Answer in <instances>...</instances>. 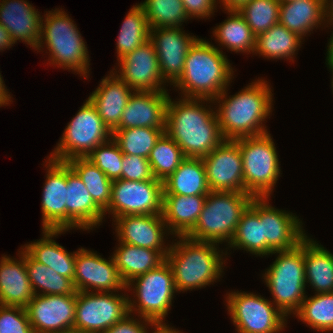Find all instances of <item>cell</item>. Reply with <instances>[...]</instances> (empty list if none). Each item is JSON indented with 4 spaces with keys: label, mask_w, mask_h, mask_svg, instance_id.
Wrapping results in <instances>:
<instances>
[{
    "label": "cell",
    "mask_w": 333,
    "mask_h": 333,
    "mask_svg": "<svg viewBox=\"0 0 333 333\" xmlns=\"http://www.w3.org/2000/svg\"><path fill=\"white\" fill-rule=\"evenodd\" d=\"M276 259L265 269L263 281L272 295V303L284 314L294 315L306 297L304 239L292 250L275 251Z\"/></svg>",
    "instance_id": "52a82bcc"
},
{
    "label": "cell",
    "mask_w": 333,
    "mask_h": 333,
    "mask_svg": "<svg viewBox=\"0 0 333 333\" xmlns=\"http://www.w3.org/2000/svg\"><path fill=\"white\" fill-rule=\"evenodd\" d=\"M77 292L68 295H35L25 310L34 333L74 329Z\"/></svg>",
    "instance_id": "2e32d148"
},
{
    "label": "cell",
    "mask_w": 333,
    "mask_h": 333,
    "mask_svg": "<svg viewBox=\"0 0 333 333\" xmlns=\"http://www.w3.org/2000/svg\"><path fill=\"white\" fill-rule=\"evenodd\" d=\"M109 260L83 247L76 251L73 285L77 292L127 291L112 256Z\"/></svg>",
    "instance_id": "5bb4252c"
},
{
    "label": "cell",
    "mask_w": 333,
    "mask_h": 333,
    "mask_svg": "<svg viewBox=\"0 0 333 333\" xmlns=\"http://www.w3.org/2000/svg\"><path fill=\"white\" fill-rule=\"evenodd\" d=\"M304 264L306 286L310 284L314 294L333 293V254L308 236L304 238Z\"/></svg>",
    "instance_id": "4dcf8cb0"
},
{
    "label": "cell",
    "mask_w": 333,
    "mask_h": 333,
    "mask_svg": "<svg viewBox=\"0 0 333 333\" xmlns=\"http://www.w3.org/2000/svg\"><path fill=\"white\" fill-rule=\"evenodd\" d=\"M116 64L119 70L116 67L112 70L134 91H168L161 76L155 47L150 40Z\"/></svg>",
    "instance_id": "e0dca14e"
},
{
    "label": "cell",
    "mask_w": 333,
    "mask_h": 333,
    "mask_svg": "<svg viewBox=\"0 0 333 333\" xmlns=\"http://www.w3.org/2000/svg\"><path fill=\"white\" fill-rule=\"evenodd\" d=\"M229 16L222 23L213 28V37L222 48L235 53L254 55L256 35L252 32L243 16L237 9L225 10Z\"/></svg>",
    "instance_id": "836d02e7"
},
{
    "label": "cell",
    "mask_w": 333,
    "mask_h": 333,
    "mask_svg": "<svg viewBox=\"0 0 333 333\" xmlns=\"http://www.w3.org/2000/svg\"><path fill=\"white\" fill-rule=\"evenodd\" d=\"M185 158L181 148L164 133L151 150L148 161L154 178L163 181L179 167Z\"/></svg>",
    "instance_id": "b9f144b4"
},
{
    "label": "cell",
    "mask_w": 333,
    "mask_h": 333,
    "mask_svg": "<svg viewBox=\"0 0 333 333\" xmlns=\"http://www.w3.org/2000/svg\"><path fill=\"white\" fill-rule=\"evenodd\" d=\"M279 0H249L237 11L257 36L279 23Z\"/></svg>",
    "instance_id": "7bdbcfd3"
},
{
    "label": "cell",
    "mask_w": 333,
    "mask_h": 333,
    "mask_svg": "<svg viewBox=\"0 0 333 333\" xmlns=\"http://www.w3.org/2000/svg\"><path fill=\"white\" fill-rule=\"evenodd\" d=\"M173 240L166 261L172 269L177 293L205 288L220 281L225 274L228 250H219L217 243L195 241L186 236Z\"/></svg>",
    "instance_id": "277c9868"
},
{
    "label": "cell",
    "mask_w": 333,
    "mask_h": 333,
    "mask_svg": "<svg viewBox=\"0 0 333 333\" xmlns=\"http://www.w3.org/2000/svg\"><path fill=\"white\" fill-rule=\"evenodd\" d=\"M165 130L149 127L114 129L112 138L123 154L147 158Z\"/></svg>",
    "instance_id": "ab89813d"
},
{
    "label": "cell",
    "mask_w": 333,
    "mask_h": 333,
    "mask_svg": "<svg viewBox=\"0 0 333 333\" xmlns=\"http://www.w3.org/2000/svg\"><path fill=\"white\" fill-rule=\"evenodd\" d=\"M112 221L118 242L156 251L170 250L171 244L165 242L168 239L167 235L171 233L162 214L124 215Z\"/></svg>",
    "instance_id": "ffe728a7"
},
{
    "label": "cell",
    "mask_w": 333,
    "mask_h": 333,
    "mask_svg": "<svg viewBox=\"0 0 333 333\" xmlns=\"http://www.w3.org/2000/svg\"><path fill=\"white\" fill-rule=\"evenodd\" d=\"M121 178L129 181H144L154 178L147 158L123 154Z\"/></svg>",
    "instance_id": "bcb514c9"
},
{
    "label": "cell",
    "mask_w": 333,
    "mask_h": 333,
    "mask_svg": "<svg viewBox=\"0 0 333 333\" xmlns=\"http://www.w3.org/2000/svg\"><path fill=\"white\" fill-rule=\"evenodd\" d=\"M66 230L91 231L100 226L104 211L94 202L83 181L67 164Z\"/></svg>",
    "instance_id": "603a6c76"
},
{
    "label": "cell",
    "mask_w": 333,
    "mask_h": 333,
    "mask_svg": "<svg viewBox=\"0 0 333 333\" xmlns=\"http://www.w3.org/2000/svg\"><path fill=\"white\" fill-rule=\"evenodd\" d=\"M87 158L104 172L111 181L121 178L123 153L112 137L99 144Z\"/></svg>",
    "instance_id": "ee69618b"
},
{
    "label": "cell",
    "mask_w": 333,
    "mask_h": 333,
    "mask_svg": "<svg viewBox=\"0 0 333 333\" xmlns=\"http://www.w3.org/2000/svg\"><path fill=\"white\" fill-rule=\"evenodd\" d=\"M147 17L150 30L182 27L189 20L182 0H144L139 3Z\"/></svg>",
    "instance_id": "60d3db41"
},
{
    "label": "cell",
    "mask_w": 333,
    "mask_h": 333,
    "mask_svg": "<svg viewBox=\"0 0 333 333\" xmlns=\"http://www.w3.org/2000/svg\"><path fill=\"white\" fill-rule=\"evenodd\" d=\"M225 296L228 315L238 333H280L285 329L288 320L270 299L235 290Z\"/></svg>",
    "instance_id": "8fae6325"
},
{
    "label": "cell",
    "mask_w": 333,
    "mask_h": 333,
    "mask_svg": "<svg viewBox=\"0 0 333 333\" xmlns=\"http://www.w3.org/2000/svg\"><path fill=\"white\" fill-rule=\"evenodd\" d=\"M56 333H84V332H81V331L76 330V329H69V330H65V331H59V332H56Z\"/></svg>",
    "instance_id": "9f6ffc18"
},
{
    "label": "cell",
    "mask_w": 333,
    "mask_h": 333,
    "mask_svg": "<svg viewBox=\"0 0 333 333\" xmlns=\"http://www.w3.org/2000/svg\"><path fill=\"white\" fill-rule=\"evenodd\" d=\"M10 33L0 24V52L14 46Z\"/></svg>",
    "instance_id": "681fc988"
},
{
    "label": "cell",
    "mask_w": 333,
    "mask_h": 333,
    "mask_svg": "<svg viewBox=\"0 0 333 333\" xmlns=\"http://www.w3.org/2000/svg\"><path fill=\"white\" fill-rule=\"evenodd\" d=\"M332 29H333V25H331ZM327 52H326V65L327 67H333V31L330 35V39L328 41V45H327Z\"/></svg>",
    "instance_id": "11a10c76"
},
{
    "label": "cell",
    "mask_w": 333,
    "mask_h": 333,
    "mask_svg": "<svg viewBox=\"0 0 333 333\" xmlns=\"http://www.w3.org/2000/svg\"><path fill=\"white\" fill-rule=\"evenodd\" d=\"M67 230H42V238L22 248L37 262L49 266L57 274L73 281L76 251L68 252L54 238ZM53 238V239H52Z\"/></svg>",
    "instance_id": "4316f807"
},
{
    "label": "cell",
    "mask_w": 333,
    "mask_h": 333,
    "mask_svg": "<svg viewBox=\"0 0 333 333\" xmlns=\"http://www.w3.org/2000/svg\"><path fill=\"white\" fill-rule=\"evenodd\" d=\"M210 192L201 158L186 157L179 167L163 180V195H207Z\"/></svg>",
    "instance_id": "d6a6232c"
},
{
    "label": "cell",
    "mask_w": 333,
    "mask_h": 333,
    "mask_svg": "<svg viewBox=\"0 0 333 333\" xmlns=\"http://www.w3.org/2000/svg\"><path fill=\"white\" fill-rule=\"evenodd\" d=\"M254 197L242 192L210 191L189 239L217 244L230 243L244 211Z\"/></svg>",
    "instance_id": "8992f818"
},
{
    "label": "cell",
    "mask_w": 333,
    "mask_h": 333,
    "mask_svg": "<svg viewBox=\"0 0 333 333\" xmlns=\"http://www.w3.org/2000/svg\"><path fill=\"white\" fill-rule=\"evenodd\" d=\"M182 3L190 20L211 18L218 5L216 0H182Z\"/></svg>",
    "instance_id": "c3c4849f"
},
{
    "label": "cell",
    "mask_w": 333,
    "mask_h": 333,
    "mask_svg": "<svg viewBox=\"0 0 333 333\" xmlns=\"http://www.w3.org/2000/svg\"><path fill=\"white\" fill-rule=\"evenodd\" d=\"M129 313L154 323L165 322L177 292L173 272L165 261L159 267L139 275L126 284ZM135 298V299H134ZM138 314V315H136Z\"/></svg>",
    "instance_id": "9c48e42d"
},
{
    "label": "cell",
    "mask_w": 333,
    "mask_h": 333,
    "mask_svg": "<svg viewBox=\"0 0 333 333\" xmlns=\"http://www.w3.org/2000/svg\"><path fill=\"white\" fill-rule=\"evenodd\" d=\"M253 81L234 95L228 96L226 88L213 100L224 140L270 132L264 123L273 111L272 86L264 78Z\"/></svg>",
    "instance_id": "7a4b0ae2"
},
{
    "label": "cell",
    "mask_w": 333,
    "mask_h": 333,
    "mask_svg": "<svg viewBox=\"0 0 333 333\" xmlns=\"http://www.w3.org/2000/svg\"><path fill=\"white\" fill-rule=\"evenodd\" d=\"M217 4H220L224 10L238 9L242 4L248 2L249 0H216Z\"/></svg>",
    "instance_id": "f5cc1de1"
},
{
    "label": "cell",
    "mask_w": 333,
    "mask_h": 333,
    "mask_svg": "<svg viewBox=\"0 0 333 333\" xmlns=\"http://www.w3.org/2000/svg\"><path fill=\"white\" fill-rule=\"evenodd\" d=\"M20 248L19 258L4 254L0 258V305L25 308L35 296L27 275L25 250Z\"/></svg>",
    "instance_id": "d4e9b609"
},
{
    "label": "cell",
    "mask_w": 333,
    "mask_h": 333,
    "mask_svg": "<svg viewBox=\"0 0 333 333\" xmlns=\"http://www.w3.org/2000/svg\"><path fill=\"white\" fill-rule=\"evenodd\" d=\"M68 14L61 8L44 13L41 22L39 43L35 51L49 52L48 62L53 67L72 70L88 79L90 76V58L87 45L80 31ZM45 45V46H44Z\"/></svg>",
    "instance_id": "5b68a950"
},
{
    "label": "cell",
    "mask_w": 333,
    "mask_h": 333,
    "mask_svg": "<svg viewBox=\"0 0 333 333\" xmlns=\"http://www.w3.org/2000/svg\"><path fill=\"white\" fill-rule=\"evenodd\" d=\"M108 75L101 79L99 86L88 98L112 132L119 125L123 110L134 90L113 70Z\"/></svg>",
    "instance_id": "484cf974"
},
{
    "label": "cell",
    "mask_w": 333,
    "mask_h": 333,
    "mask_svg": "<svg viewBox=\"0 0 333 333\" xmlns=\"http://www.w3.org/2000/svg\"><path fill=\"white\" fill-rule=\"evenodd\" d=\"M44 164L47 171L41 200L42 230H66L67 163L47 158Z\"/></svg>",
    "instance_id": "44dd1931"
},
{
    "label": "cell",
    "mask_w": 333,
    "mask_h": 333,
    "mask_svg": "<svg viewBox=\"0 0 333 333\" xmlns=\"http://www.w3.org/2000/svg\"><path fill=\"white\" fill-rule=\"evenodd\" d=\"M326 24L333 25V0H324Z\"/></svg>",
    "instance_id": "db71d44e"
},
{
    "label": "cell",
    "mask_w": 333,
    "mask_h": 333,
    "mask_svg": "<svg viewBox=\"0 0 333 333\" xmlns=\"http://www.w3.org/2000/svg\"><path fill=\"white\" fill-rule=\"evenodd\" d=\"M206 195H163L162 216L173 237L186 236L195 226Z\"/></svg>",
    "instance_id": "83f0119b"
},
{
    "label": "cell",
    "mask_w": 333,
    "mask_h": 333,
    "mask_svg": "<svg viewBox=\"0 0 333 333\" xmlns=\"http://www.w3.org/2000/svg\"><path fill=\"white\" fill-rule=\"evenodd\" d=\"M66 163L83 181L94 202L105 211L111 201L113 181L87 157L72 158Z\"/></svg>",
    "instance_id": "74e56055"
},
{
    "label": "cell",
    "mask_w": 333,
    "mask_h": 333,
    "mask_svg": "<svg viewBox=\"0 0 333 333\" xmlns=\"http://www.w3.org/2000/svg\"><path fill=\"white\" fill-rule=\"evenodd\" d=\"M150 38V28L143 7L138 3L127 13L117 36V61L131 53Z\"/></svg>",
    "instance_id": "8d00e7d4"
},
{
    "label": "cell",
    "mask_w": 333,
    "mask_h": 333,
    "mask_svg": "<svg viewBox=\"0 0 333 333\" xmlns=\"http://www.w3.org/2000/svg\"><path fill=\"white\" fill-rule=\"evenodd\" d=\"M122 292H77L74 329L104 333L129 315V294Z\"/></svg>",
    "instance_id": "7c38bea8"
},
{
    "label": "cell",
    "mask_w": 333,
    "mask_h": 333,
    "mask_svg": "<svg viewBox=\"0 0 333 333\" xmlns=\"http://www.w3.org/2000/svg\"><path fill=\"white\" fill-rule=\"evenodd\" d=\"M302 40L297 34L278 23L256 36L254 54L265 59H287L294 63V57L304 42Z\"/></svg>",
    "instance_id": "e575fe53"
},
{
    "label": "cell",
    "mask_w": 333,
    "mask_h": 333,
    "mask_svg": "<svg viewBox=\"0 0 333 333\" xmlns=\"http://www.w3.org/2000/svg\"><path fill=\"white\" fill-rule=\"evenodd\" d=\"M279 24L304 40L306 34L326 25L324 0L280 3Z\"/></svg>",
    "instance_id": "f1b7e54d"
},
{
    "label": "cell",
    "mask_w": 333,
    "mask_h": 333,
    "mask_svg": "<svg viewBox=\"0 0 333 333\" xmlns=\"http://www.w3.org/2000/svg\"><path fill=\"white\" fill-rule=\"evenodd\" d=\"M118 246V247H117ZM111 255L120 276L127 284L135 277L159 267L169 251H156L119 242Z\"/></svg>",
    "instance_id": "f546056e"
},
{
    "label": "cell",
    "mask_w": 333,
    "mask_h": 333,
    "mask_svg": "<svg viewBox=\"0 0 333 333\" xmlns=\"http://www.w3.org/2000/svg\"><path fill=\"white\" fill-rule=\"evenodd\" d=\"M167 91H134L115 129L149 127L165 130Z\"/></svg>",
    "instance_id": "7402d4cb"
},
{
    "label": "cell",
    "mask_w": 333,
    "mask_h": 333,
    "mask_svg": "<svg viewBox=\"0 0 333 333\" xmlns=\"http://www.w3.org/2000/svg\"><path fill=\"white\" fill-rule=\"evenodd\" d=\"M329 68V70H330V72H331V74H332V76H331V88H332V91H333V67H328ZM333 93V92H332Z\"/></svg>",
    "instance_id": "6f0895ef"
},
{
    "label": "cell",
    "mask_w": 333,
    "mask_h": 333,
    "mask_svg": "<svg viewBox=\"0 0 333 333\" xmlns=\"http://www.w3.org/2000/svg\"><path fill=\"white\" fill-rule=\"evenodd\" d=\"M294 316L315 331L333 332V293L306 295Z\"/></svg>",
    "instance_id": "f35d334b"
},
{
    "label": "cell",
    "mask_w": 333,
    "mask_h": 333,
    "mask_svg": "<svg viewBox=\"0 0 333 333\" xmlns=\"http://www.w3.org/2000/svg\"><path fill=\"white\" fill-rule=\"evenodd\" d=\"M270 198H258V216L263 221L264 240L275 251L296 248L307 236L299 216L272 206Z\"/></svg>",
    "instance_id": "d6986e66"
},
{
    "label": "cell",
    "mask_w": 333,
    "mask_h": 333,
    "mask_svg": "<svg viewBox=\"0 0 333 333\" xmlns=\"http://www.w3.org/2000/svg\"><path fill=\"white\" fill-rule=\"evenodd\" d=\"M25 264L35 295H68L77 292L71 279L61 276L49 266L35 261L26 251Z\"/></svg>",
    "instance_id": "d590c367"
},
{
    "label": "cell",
    "mask_w": 333,
    "mask_h": 333,
    "mask_svg": "<svg viewBox=\"0 0 333 333\" xmlns=\"http://www.w3.org/2000/svg\"><path fill=\"white\" fill-rule=\"evenodd\" d=\"M0 333H34L25 308L0 305Z\"/></svg>",
    "instance_id": "f6af8a7d"
},
{
    "label": "cell",
    "mask_w": 333,
    "mask_h": 333,
    "mask_svg": "<svg viewBox=\"0 0 333 333\" xmlns=\"http://www.w3.org/2000/svg\"><path fill=\"white\" fill-rule=\"evenodd\" d=\"M211 104L214 102L209 99L180 97L176 101L171 96L168 99L165 133L185 157L202 159L224 141L215 107L211 108Z\"/></svg>",
    "instance_id": "6da1fadb"
},
{
    "label": "cell",
    "mask_w": 333,
    "mask_h": 333,
    "mask_svg": "<svg viewBox=\"0 0 333 333\" xmlns=\"http://www.w3.org/2000/svg\"><path fill=\"white\" fill-rule=\"evenodd\" d=\"M233 70L219 46L199 38L187 52L183 73L173 87L183 98L214 100L233 82Z\"/></svg>",
    "instance_id": "3957f363"
},
{
    "label": "cell",
    "mask_w": 333,
    "mask_h": 333,
    "mask_svg": "<svg viewBox=\"0 0 333 333\" xmlns=\"http://www.w3.org/2000/svg\"><path fill=\"white\" fill-rule=\"evenodd\" d=\"M162 203L163 181L118 179L112 182L111 201L104 215L111 214L114 220L124 215L162 214Z\"/></svg>",
    "instance_id": "4fadbf2b"
},
{
    "label": "cell",
    "mask_w": 333,
    "mask_h": 333,
    "mask_svg": "<svg viewBox=\"0 0 333 333\" xmlns=\"http://www.w3.org/2000/svg\"><path fill=\"white\" fill-rule=\"evenodd\" d=\"M41 13L27 0H0V24L12 40L36 49L41 33Z\"/></svg>",
    "instance_id": "cb8c5ba5"
},
{
    "label": "cell",
    "mask_w": 333,
    "mask_h": 333,
    "mask_svg": "<svg viewBox=\"0 0 333 333\" xmlns=\"http://www.w3.org/2000/svg\"><path fill=\"white\" fill-rule=\"evenodd\" d=\"M198 39L181 27L150 30L149 40L155 47L161 76L166 83L172 86L180 78L187 52Z\"/></svg>",
    "instance_id": "ac0fdd59"
},
{
    "label": "cell",
    "mask_w": 333,
    "mask_h": 333,
    "mask_svg": "<svg viewBox=\"0 0 333 333\" xmlns=\"http://www.w3.org/2000/svg\"><path fill=\"white\" fill-rule=\"evenodd\" d=\"M244 250L260 257L269 256L274 251L264 240L263 221L258 216V198H254L242 214L235 234L226 249Z\"/></svg>",
    "instance_id": "1f68e13d"
},
{
    "label": "cell",
    "mask_w": 333,
    "mask_h": 333,
    "mask_svg": "<svg viewBox=\"0 0 333 333\" xmlns=\"http://www.w3.org/2000/svg\"><path fill=\"white\" fill-rule=\"evenodd\" d=\"M111 137L112 132L104 124L94 104L87 98L77 114L67 123L59 142L47 157L59 162L87 157L99 144Z\"/></svg>",
    "instance_id": "30bf717a"
},
{
    "label": "cell",
    "mask_w": 333,
    "mask_h": 333,
    "mask_svg": "<svg viewBox=\"0 0 333 333\" xmlns=\"http://www.w3.org/2000/svg\"><path fill=\"white\" fill-rule=\"evenodd\" d=\"M272 138L268 132L235 139L242 155L244 193L254 198H270L282 174Z\"/></svg>",
    "instance_id": "ba28073f"
},
{
    "label": "cell",
    "mask_w": 333,
    "mask_h": 333,
    "mask_svg": "<svg viewBox=\"0 0 333 333\" xmlns=\"http://www.w3.org/2000/svg\"><path fill=\"white\" fill-rule=\"evenodd\" d=\"M202 160L210 191L244 193L242 155L235 140L222 141Z\"/></svg>",
    "instance_id": "9a60e30c"
},
{
    "label": "cell",
    "mask_w": 333,
    "mask_h": 333,
    "mask_svg": "<svg viewBox=\"0 0 333 333\" xmlns=\"http://www.w3.org/2000/svg\"><path fill=\"white\" fill-rule=\"evenodd\" d=\"M151 330H153L151 333H183L180 330L171 327L166 322L153 323ZM148 331L149 330H147L146 333H149Z\"/></svg>",
    "instance_id": "f907efd6"
},
{
    "label": "cell",
    "mask_w": 333,
    "mask_h": 333,
    "mask_svg": "<svg viewBox=\"0 0 333 333\" xmlns=\"http://www.w3.org/2000/svg\"><path fill=\"white\" fill-rule=\"evenodd\" d=\"M281 3H286V2H292V1H297V0H279Z\"/></svg>",
    "instance_id": "680465c9"
},
{
    "label": "cell",
    "mask_w": 333,
    "mask_h": 333,
    "mask_svg": "<svg viewBox=\"0 0 333 333\" xmlns=\"http://www.w3.org/2000/svg\"><path fill=\"white\" fill-rule=\"evenodd\" d=\"M134 318V315L132 316V314H129L104 333H146L147 328L150 329L149 327H151L154 323L153 321L145 318Z\"/></svg>",
    "instance_id": "7dc6e473"
},
{
    "label": "cell",
    "mask_w": 333,
    "mask_h": 333,
    "mask_svg": "<svg viewBox=\"0 0 333 333\" xmlns=\"http://www.w3.org/2000/svg\"><path fill=\"white\" fill-rule=\"evenodd\" d=\"M9 89H7L5 83H4V79L1 75L0 72V107L2 106H9L11 102H13L11 99V95L10 92L8 91ZM9 104V105H8Z\"/></svg>",
    "instance_id": "816d5d0a"
}]
</instances>
